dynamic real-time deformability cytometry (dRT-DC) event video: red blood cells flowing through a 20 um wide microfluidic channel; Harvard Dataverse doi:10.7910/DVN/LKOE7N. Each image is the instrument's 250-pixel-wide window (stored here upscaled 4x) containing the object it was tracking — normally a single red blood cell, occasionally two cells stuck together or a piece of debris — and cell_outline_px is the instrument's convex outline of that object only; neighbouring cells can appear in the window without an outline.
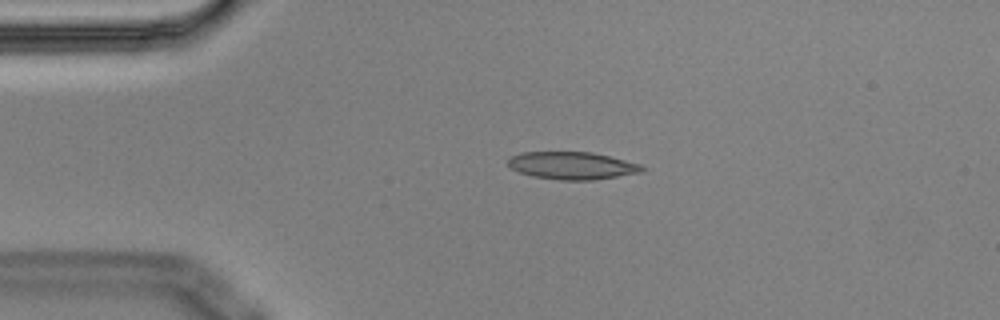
{"species": "Egyptian fruit bat (a non-hibernating species)", "species_latin": "Rousettus aegyptiacus", "temperature_condition": "cold", "stored_images_in_passage": 4, "camera_frame_rate_fps": 3000, "um_per_image_px": 0.085, "animal": {"sex": "male"}, "frame": {"image": 1, "passage_image": 3, "time_ms": 0.667, "image_size_px": [1000, 320], "cell_outline_px": [[648, 168], [640, 172], [592, 180], [560, 180], [532, 176], [520, 172], [512, 168], [508, 164], [508, 160], [512, 156], [524, 152], [592, 152], [640, 164]], "centroid_in_image_um": [48.64, 14.07], "position_along_channel_um": 36.4, "area_um2": 21.21}}